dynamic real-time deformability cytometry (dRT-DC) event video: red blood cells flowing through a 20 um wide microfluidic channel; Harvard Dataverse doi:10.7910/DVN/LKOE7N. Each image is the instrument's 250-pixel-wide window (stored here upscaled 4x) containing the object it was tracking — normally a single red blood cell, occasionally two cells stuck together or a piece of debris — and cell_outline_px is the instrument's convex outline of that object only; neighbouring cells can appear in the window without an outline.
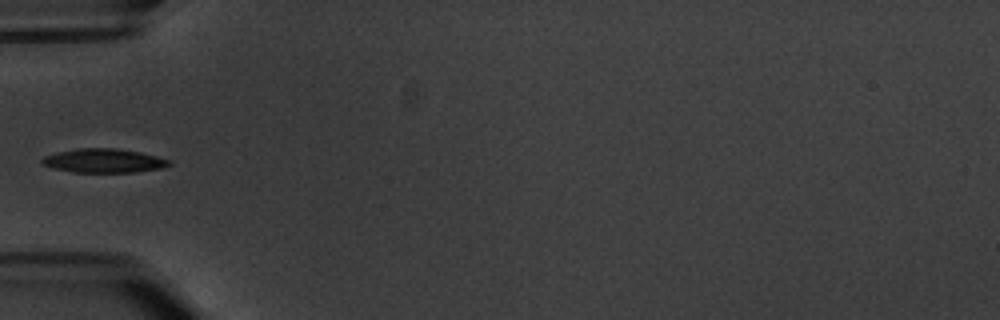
{"species": "common noctule bat (a hibernating species)", "species_latin": "Nyctalus noctula", "temperature_condition": "warm", "stored_images_in_passage": 8, "camera_frame_rate_fps": 3000, "um_per_image_px": 0.085, "animal": {"sex": "male", "body_mass_g": 20.1, "forearm_length_mm": 53.5}, "frame": {"image": 1, "passage_image": 1, "time_ms": 0.0, "image_size_px": [1000, 320], "cell_outline_px": [[172, 164], [160, 168], [136, 172], [72, 172], [52, 168], [40, 164], [40, 160], [44, 156], [56, 152], [80, 148], [116, 148], [140, 152], [172, 160]], "centroid_in_image_um": [8.79, 13.66], "position_along_channel_um": 76.2, "area_um2": 17.86}}
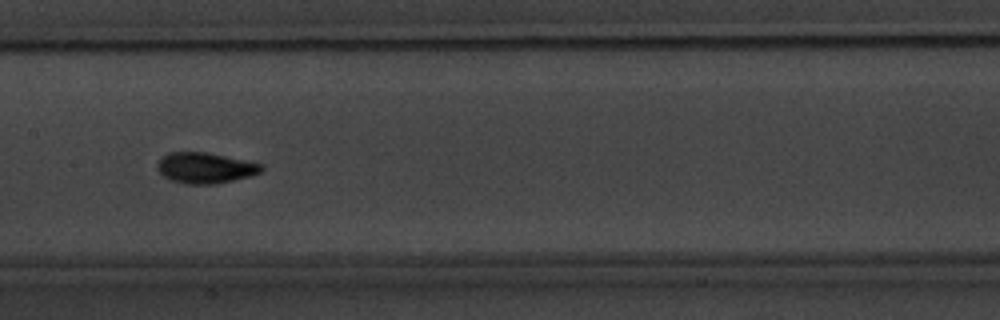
{"frame": {"image": 2, "passage_image": 4, "time_ms": 3.333, "image_size_px": [1000, 320], "cell_outline_px": [[264, 168], [260, 172], [252, 176], [216, 184], [184, 184], [168, 180], [156, 168], [156, 164], [160, 156], [168, 152], [208, 152], [264, 164]], "centroid_in_image_um": [17.42, 14.27], "position_along_channel_um": 190.0, "area_um2": 19.07}}
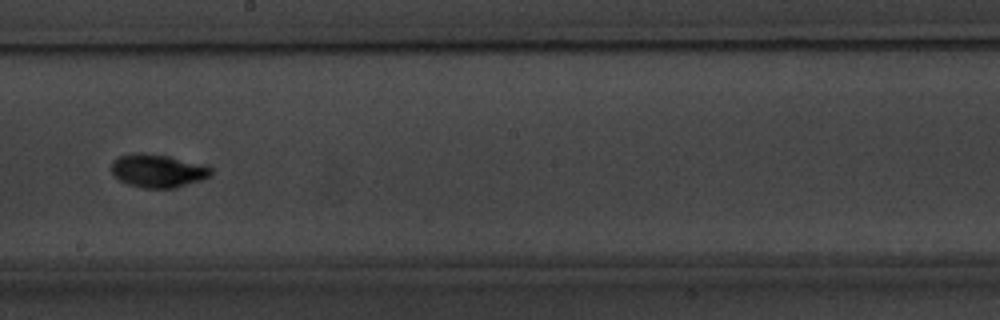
{"frame": {"image": 3, "passage_image": 5, "time_ms": 4.667, "image_size_px": [1000, 320], "cell_outline_px": [[212, 176], [204, 180], [176, 188], [140, 188], [128, 184], [112, 176], [112, 160], [120, 156], [132, 152], [144, 152], [168, 156], [208, 164], [212, 168]], "centroid_in_image_um": [13.46, 14.51], "position_along_channel_um": 234.7, "area_um2": 19.94}}